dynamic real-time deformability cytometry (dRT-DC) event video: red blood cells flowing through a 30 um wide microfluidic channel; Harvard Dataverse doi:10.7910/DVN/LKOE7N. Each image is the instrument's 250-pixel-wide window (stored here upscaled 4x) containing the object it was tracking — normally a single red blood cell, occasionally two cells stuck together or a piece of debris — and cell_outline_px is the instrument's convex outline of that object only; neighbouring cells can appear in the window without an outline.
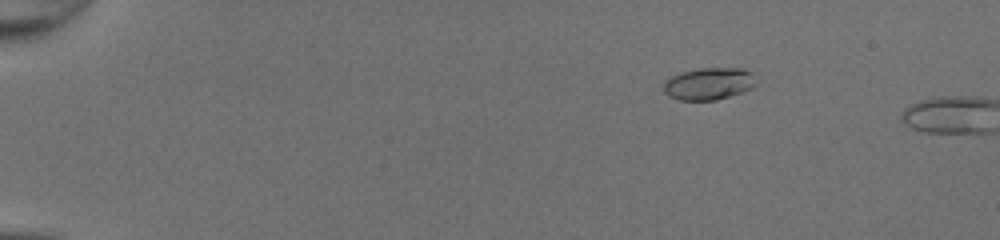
{"species": "common noctule bat (a hibernating species)", "species_latin": "Nyctalus noctula", "temperature_condition": "room temperature", "stored_images_in_passage": 12, "camera_frame_rate_fps": 3000, "um_per_image_px": 0.085, "animal": {"sex": "female", "body_mass_g": 20.0, "forearm_length_mm": 54.0}, "frame": {"image": 1, "passage_image": 10, "time_ms": 3.0, "image_size_px": [1000, 240], "cell_outline_px": [[756, 84], [752, 88], [744, 92], [716, 100], [680, 100], [668, 96], [664, 92], [664, 80], [680, 72], [696, 68], [744, 68], [748, 72]], "centroid_in_image_um": [60.2, 7.12], "position_along_channel_um": 24.8, "area_um2": 17.34}}